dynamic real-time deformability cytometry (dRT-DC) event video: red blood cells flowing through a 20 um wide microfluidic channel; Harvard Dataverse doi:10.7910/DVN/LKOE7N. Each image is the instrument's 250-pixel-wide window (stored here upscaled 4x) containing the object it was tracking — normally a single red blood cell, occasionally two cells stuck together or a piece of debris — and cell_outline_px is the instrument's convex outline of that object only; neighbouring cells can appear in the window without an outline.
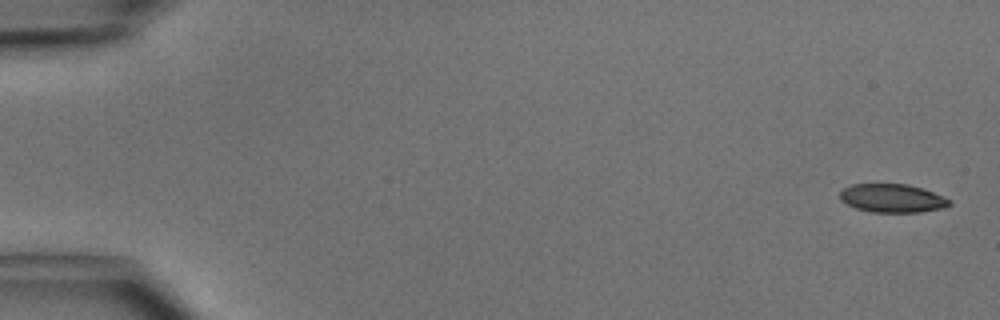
{"species": "common noctule bat (a hibernating species)", "species_latin": "Nyctalus noctula", "temperature_condition": "cold", "stored_images_in_passage": 6, "camera_frame_rate_fps": 3000, "um_per_image_px": 0.085, "animal": {"sex": "male", "body_mass_g": 15.6}, "frame": {"image": 1, "passage_image": 1, "time_ms": 0.0, "image_size_px": [1000, 320], "cell_outline_px": [[952, 204], [944, 208], [920, 212], [872, 212], [856, 208], [840, 200], [840, 192], [844, 188], [852, 184], [908, 184], [932, 192], [952, 200]], "centroid_in_image_um": [75.86, 16.85], "position_along_channel_um": 9.1, "area_um2": 18.09}}
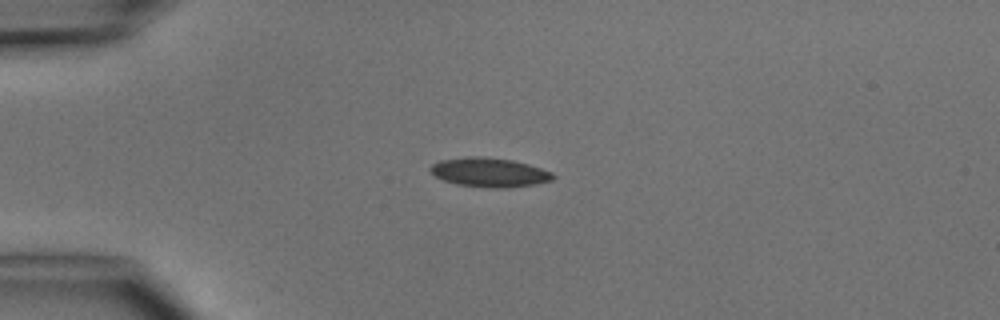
{"frame": {"image": 2, "passage_image": 4, "time_ms": 3.667, "image_size_px": [1000, 320], "cell_outline_px": [[556, 176], [552, 180], [536, 184], [504, 188], [492, 188], [456, 184], [444, 180], [436, 176], [428, 168], [432, 164], [440, 160], [464, 156], [480, 156], [512, 160], [528, 164], [552, 172]], "centroid_in_image_um": [41.59, 14.64], "position_along_channel_um": 43.4, "area_um2": 20.87}}